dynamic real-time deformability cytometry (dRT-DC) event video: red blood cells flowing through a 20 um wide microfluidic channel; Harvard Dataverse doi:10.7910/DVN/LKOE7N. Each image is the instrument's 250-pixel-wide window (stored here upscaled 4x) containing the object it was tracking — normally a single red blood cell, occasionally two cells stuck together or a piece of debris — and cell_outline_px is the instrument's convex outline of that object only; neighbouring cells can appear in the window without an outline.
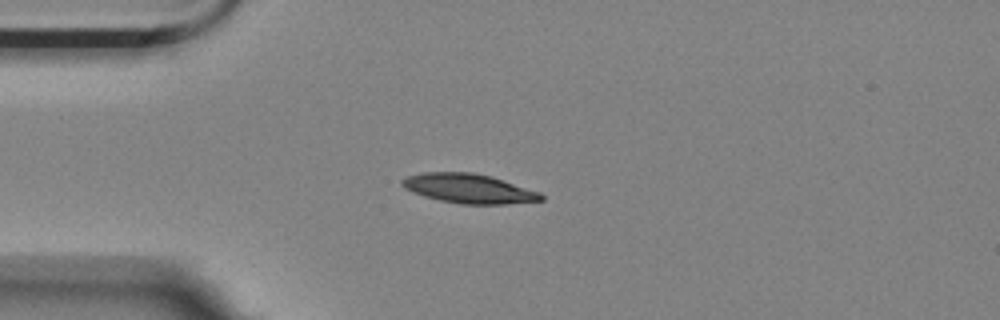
{"species": "Egyptian fruit bat (a non-hibernating species)", "species_latin": "Rousettus aegyptiacus", "temperature_condition": "room temperature", "stored_images_in_passage": 43, "camera_frame_rate_fps": 3000, "um_per_image_px": 0.085, "animal": {"sex": "female"}, "frame": {"image": 1, "passage_image": 1, "time_ms": 0.0, "image_size_px": [1000, 320], "cell_outline_px": [[544, 200], [508, 204], [460, 204], [440, 200], [424, 196], [412, 192], [404, 188], [400, 184], [400, 180], [404, 176], [420, 172], [472, 172], [492, 176], [540, 192], [544, 196]], "centroid_in_image_um": [39.81, 16.01], "position_along_channel_um": 45.2, "area_um2": 24.1}}
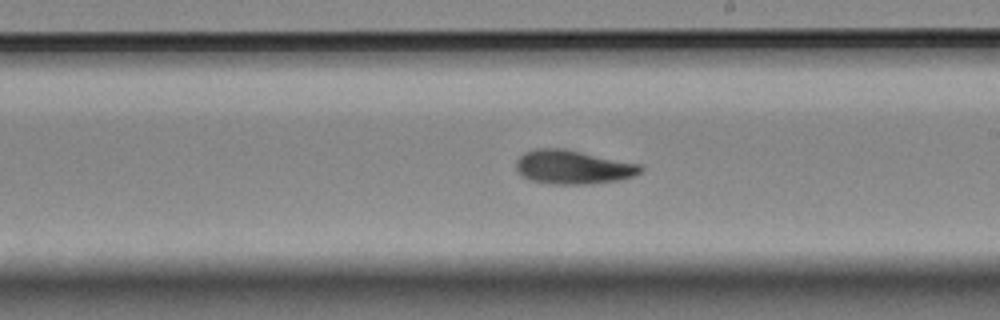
{"frame": {"image": 2, "passage_image": 19, "time_ms": 6.0, "image_size_px": [1000, 320], "cell_outline_px": [[644, 168], [640, 172], [632, 176], [620, 180], [588, 184], [552, 184], [532, 180], [524, 176], [516, 168], [516, 160], [524, 152], [536, 148], [564, 148], [640, 164]], "centroid_in_image_um": [48.71, 14.19], "position_along_channel_um": 240.3, "area_um2": 24.45}}
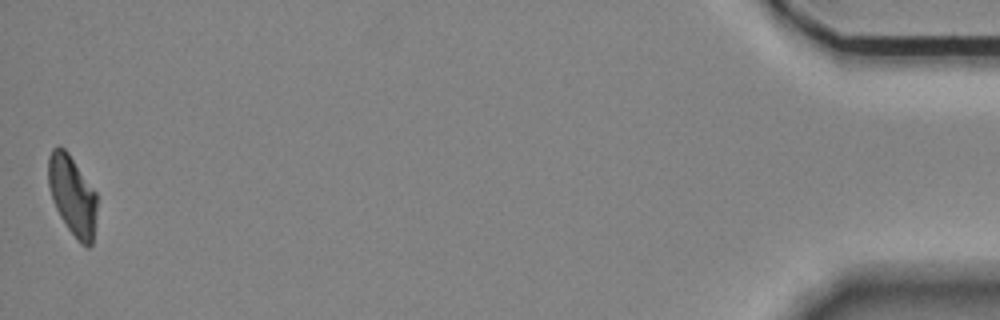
{"frame": {"image": 3, "passage_image": 43, "time_ms": 14.0, "image_size_px": [1000, 320], "cell_outline_px": [[96, 208], [92, 244], [88, 248], [80, 244], [68, 228], [60, 216], [52, 200], [48, 184], [48, 156], [52, 148], [60, 144], [68, 152], [96, 192]], "centroid_in_image_um": [6.13, 16.58], "position_along_channel_um": 429.1, "area_um2": 22.54}, "authors_computed_cell_mechanics": {"area_um2": 24.0448, "velocity_mm_per_s": 3.5217, "shape_relaxation_time_tau1_ms": 4.5158, "shape_relaxation_time_tau2_ms": 4.212, "deformation_change_tau1": 0.1481, "deformation_change_tau2": 0.0982}}